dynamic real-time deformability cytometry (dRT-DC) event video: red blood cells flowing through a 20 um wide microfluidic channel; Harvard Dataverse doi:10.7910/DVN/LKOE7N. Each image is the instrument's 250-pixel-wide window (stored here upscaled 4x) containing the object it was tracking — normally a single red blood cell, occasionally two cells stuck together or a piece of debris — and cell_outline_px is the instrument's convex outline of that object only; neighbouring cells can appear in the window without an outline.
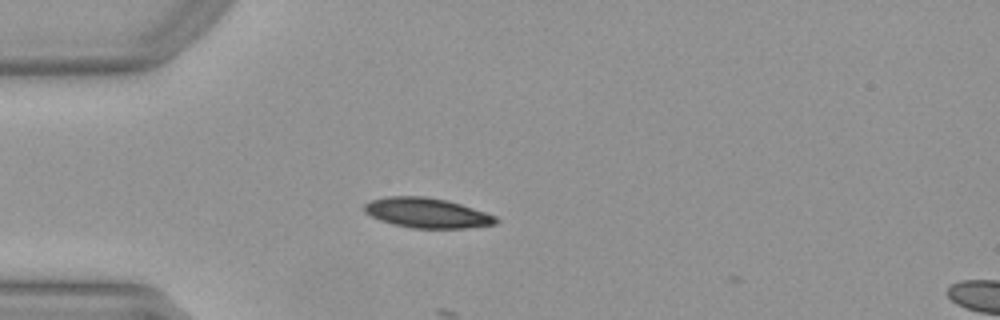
{"species": "Egyptian fruit bat (a non-hibernating species)", "species_latin": "Rousettus aegyptiacus", "temperature_condition": "warm", "stored_images_in_passage": 10, "camera_frame_rate_fps": 3000, "um_per_image_px": 0.085, "animal": {"sex": "female"}, "frame": {"image": 1, "passage_image": 3, "time_ms": 0.667, "image_size_px": [1000, 320], "cell_outline_px": [[500, 220], [496, 224], [464, 228], [412, 228], [380, 220], [364, 212], [364, 204], [372, 200], [384, 196], [428, 196], [448, 200], [496, 216]], "centroid_in_image_um": [36.29, 18.08], "position_along_channel_um": 48.7, "area_um2": 22.89}}
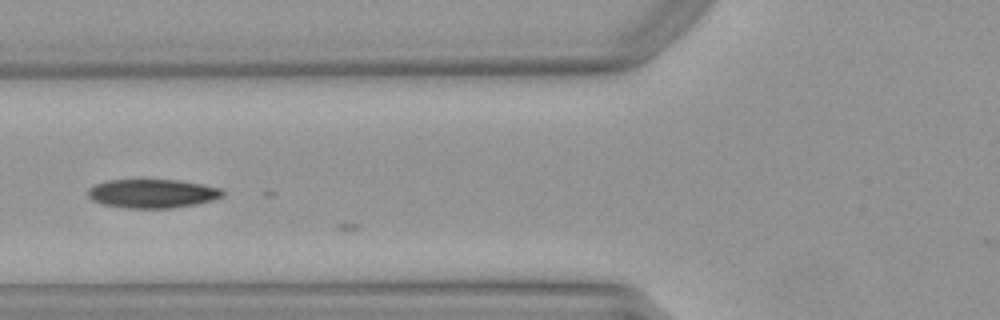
{"frame": {"image": 2, "passage_image": 9, "time_ms": 2.667, "image_size_px": [1000, 320], "cell_outline_px": [[224, 196], [212, 200], [196, 204], [172, 208], [124, 208], [100, 204], [92, 200], [88, 196], [88, 188], [96, 184], [108, 180], [176, 180], [224, 188]], "centroid_in_image_um": [12.95, 16.46], "position_along_channel_um": 112.8, "area_um2": 22.72}}